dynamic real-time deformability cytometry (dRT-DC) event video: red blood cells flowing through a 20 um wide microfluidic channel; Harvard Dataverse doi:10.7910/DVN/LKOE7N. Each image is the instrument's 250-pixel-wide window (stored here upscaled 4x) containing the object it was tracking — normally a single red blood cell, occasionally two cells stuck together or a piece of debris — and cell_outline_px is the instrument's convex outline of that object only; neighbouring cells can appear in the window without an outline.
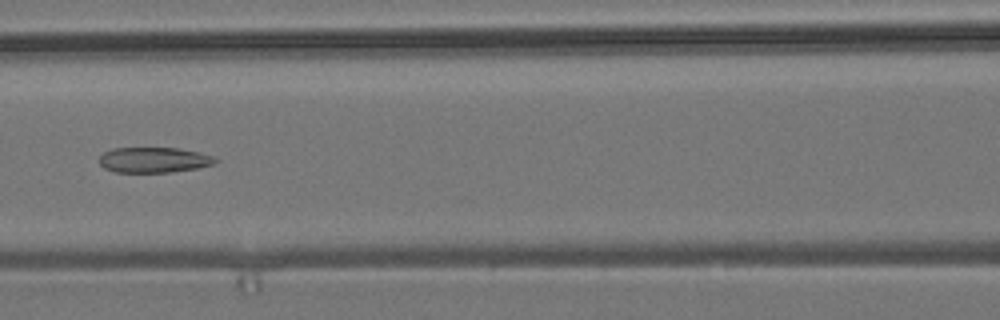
{"species": "common noctule bat (a hibernating species)", "species_latin": "Nyctalus noctula", "temperature_condition": "room temperature", "stored_images_in_passage": 5, "camera_frame_rate_fps": 3000, "um_per_image_px": 0.085, "animal": {"sex": "male", "body_mass_g": 19.2, "forearm_length_mm": 51.8}, "frame": {"image": 1, "passage_image": 5, "time_ms": 1.333, "image_size_px": [1000, 320], "cell_outline_px": [[220, 160], [212, 164], [196, 168], [172, 172], [116, 172], [104, 168], [100, 164], [100, 156], [104, 152], [112, 148], [176, 148], [200, 152], [212, 156]], "centroid_in_image_um": [13.07, 13.59], "position_along_channel_um": 153.5, "area_um2": 17.11}}